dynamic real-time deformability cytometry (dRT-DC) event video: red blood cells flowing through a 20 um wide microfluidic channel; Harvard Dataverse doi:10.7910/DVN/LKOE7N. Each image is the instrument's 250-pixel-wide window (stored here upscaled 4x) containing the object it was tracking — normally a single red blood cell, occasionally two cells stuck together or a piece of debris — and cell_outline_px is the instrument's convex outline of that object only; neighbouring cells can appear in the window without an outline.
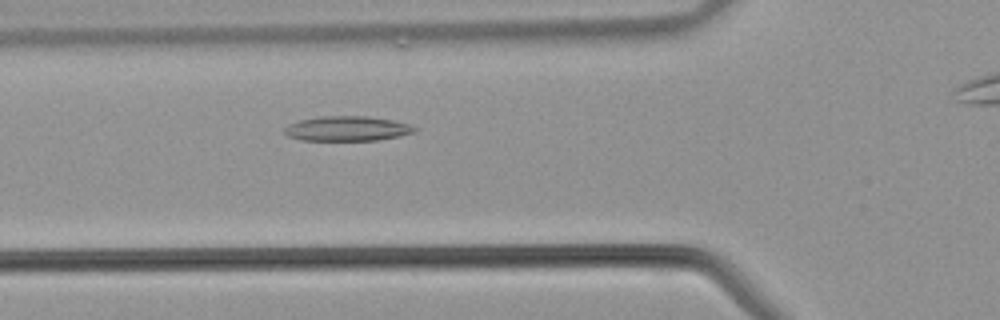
{"species": "common noctule bat (a hibernating species)", "species_latin": "Nyctalus noctula", "temperature_condition": "warm", "stored_images_in_passage": 24, "camera_frame_rate_fps": 3000, "um_per_image_px": 0.085, "animal": {"sex": "male", "body_mass_g": 21.5, "forearm_length_mm": 52.0}, "frame": {"image": 1, "passage_image": 3, "time_ms": 0.667, "image_size_px": [1000, 320], "cell_outline_px": [[420, 128], [416, 132], [400, 136], [376, 140], [300, 140], [288, 136], [284, 132], [284, 128], [288, 124], [300, 120], [320, 116], [368, 116], [392, 120], [412, 124]], "centroid_in_image_um": [29.56, 10.92], "position_along_channel_um": 96.2, "area_um2": 19.02}}
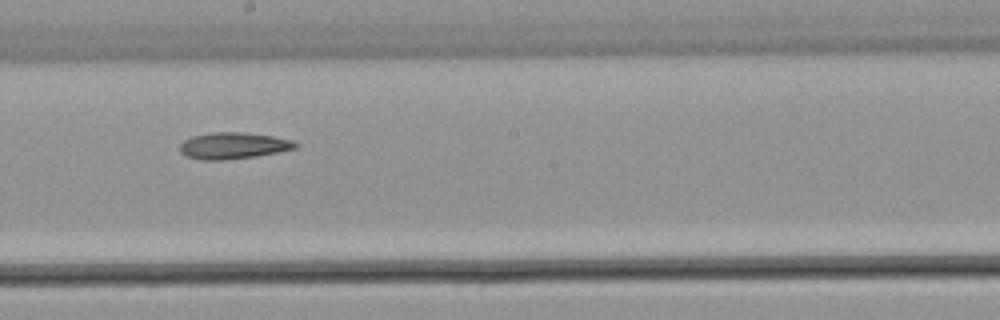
{"frame": {"image": 2, "passage_image": 11, "time_ms": 3.333, "image_size_px": [1000, 320], "cell_outline_px": [[300, 144], [296, 148], [256, 156], [220, 160], [204, 160], [184, 156], [180, 152], [180, 144], [184, 140], [192, 136], [212, 132], [240, 132], [272, 136], [292, 140]], "centroid_in_image_um": [19.8, 12.38], "position_along_channel_um": 228.4, "area_um2": 17.74}}
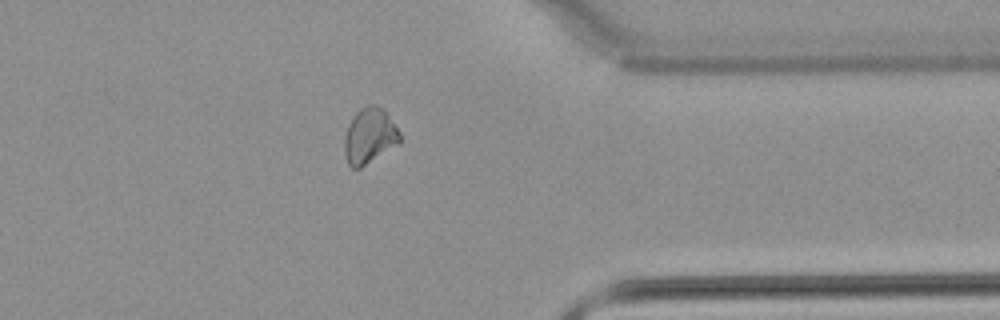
{"frame": {"image": 3, "passage_image": 21, "time_ms": 6.667, "image_size_px": [1000, 320], "cell_outline_px": [[400, 144], [360, 168], [352, 168], [348, 164], [344, 152], [344, 136], [348, 124], [356, 112], [364, 104], [372, 104], [384, 108], [400, 132]], "centroid_in_image_um": [31.41, 11.54], "position_along_channel_um": 380.0, "area_um2": 18.26}}